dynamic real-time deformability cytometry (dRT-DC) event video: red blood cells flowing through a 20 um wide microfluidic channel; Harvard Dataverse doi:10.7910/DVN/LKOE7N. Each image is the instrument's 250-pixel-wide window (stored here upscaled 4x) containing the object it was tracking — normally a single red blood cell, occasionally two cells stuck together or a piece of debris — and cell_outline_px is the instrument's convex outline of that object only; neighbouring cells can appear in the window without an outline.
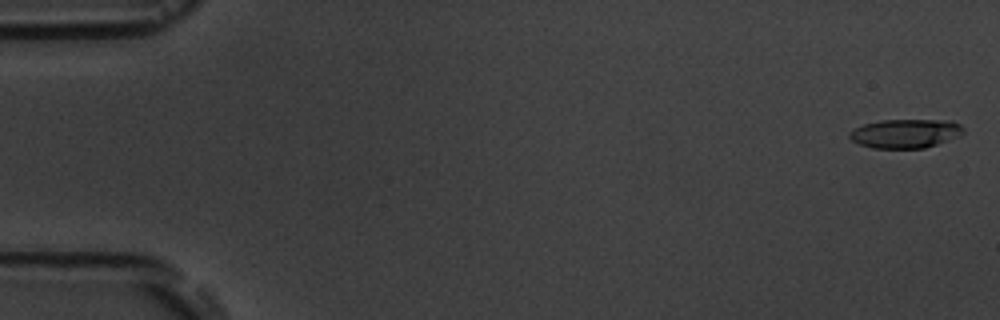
{"species": "common noctule bat (a hibernating species)", "species_latin": "Nyctalus noctula", "temperature_condition": "room temperature", "stored_images_in_passage": 6, "camera_frame_rate_fps": 3000, "um_per_image_px": 0.085, "animal": {"sex": "male", "body_mass_g": 19.5, "forearm_length_mm": 54.6}, "frame": {"image": 1, "passage_image": 1, "time_ms": 0.0, "image_size_px": [1000, 320], "cell_outline_px": [[964, 132], [960, 136], [924, 148], [872, 148], [860, 144], [852, 140], [848, 136], [848, 132], [864, 124], [880, 120], [952, 120], [960, 124], [964, 128]], "centroid_in_image_um": [76.98, 11.34], "position_along_channel_um": 8.0, "area_um2": 19.25}}